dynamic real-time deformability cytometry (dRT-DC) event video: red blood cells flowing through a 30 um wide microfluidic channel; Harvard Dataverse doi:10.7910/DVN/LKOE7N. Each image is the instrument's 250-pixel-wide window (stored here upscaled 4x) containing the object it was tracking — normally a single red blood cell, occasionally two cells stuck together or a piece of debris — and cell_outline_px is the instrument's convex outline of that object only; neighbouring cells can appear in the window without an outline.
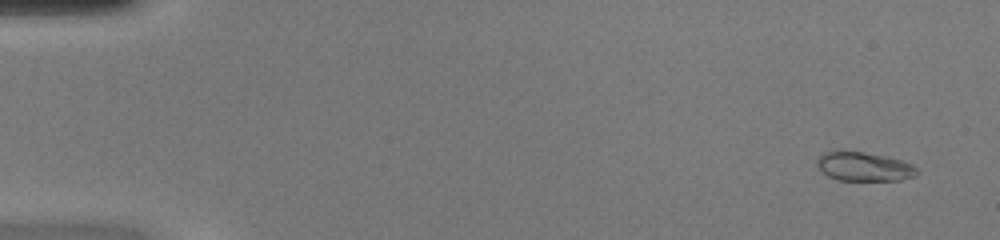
{"species": "common noctule bat (a hibernating species)", "species_latin": "Nyctalus noctula", "temperature_condition": "warm", "stored_images_in_passage": 49, "camera_frame_rate_fps": 3000, "um_per_image_px": 0.085, "animal": {"sex": "female", "body_mass_g": 20.0, "forearm_length_mm": 54.0}, "frame": {"image": 1, "passage_image": 3, "time_ms": 0.667, "image_size_px": [1000, 240], "cell_outline_px": [[920, 172], [916, 176], [900, 180], [836, 180], [828, 176], [816, 164], [816, 160], [824, 152], [864, 152], [884, 156], [900, 160], [912, 164]], "centroid_in_image_um": [73.47, 14.18], "position_along_channel_um": 11.5, "area_um2": 16.65}}
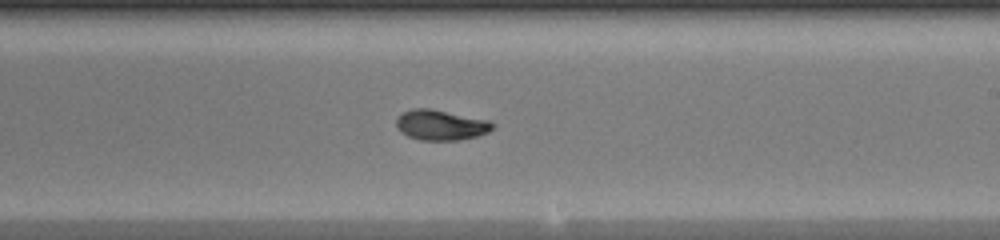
{"frame": {"image": 2, "passage_image": 30, "time_ms": 9.667, "image_size_px": [1000, 240], "cell_outline_px": [[496, 128], [488, 132], [476, 136], [460, 140], [420, 140], [408, 136], [400, 132], [396, 128], [396, 116], [412, 108], [432, 108], [488, 120], [496, 124]], "centroid_in_image_um": [37.47, 10.62], "position_along_channel_um": 251.5, "area_um2": 17.28}}
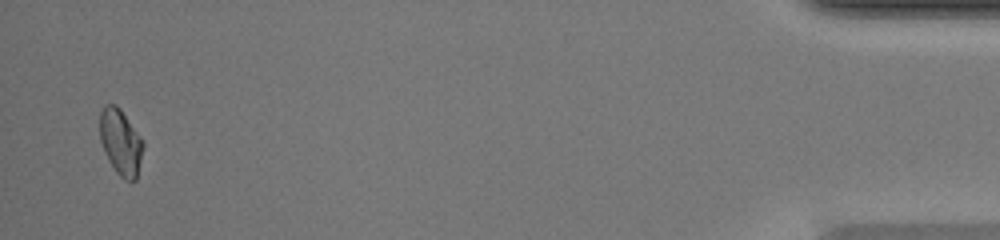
{"frame": {"image": 3, "passage_image": 48, "time_ms": 15.667, "image_size_px": [1000, 240], "cell_outline_px": [[144, 144], [136, 180], [124, 180], [116, 172], [108, 160], [104, 152], [100, 140], [100, 112], [104, 104], [116, 104], [120, 108], [144, 140]], "centroid_in_image_um": [10.25, 12.06], "position_along_channel_um": 424.9, "area_um2": 16.76}, "authors_computed_cell_mechanics": {"area_um2": 16.8198, "velocity_mm_per_s": 4.263, "shape_relaxation_time_tau1_ms": 7.5113, "shape_relaxation_time_tau2_ms": 1.4706, "deformation_change_tau1": 0.2802, "deformation_change_tau2": 0.0484}}